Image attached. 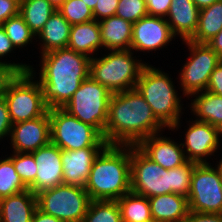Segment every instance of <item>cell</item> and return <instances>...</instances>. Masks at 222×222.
Returning <instances> with one entry per match:
<instances>
[{
    "mask_svg": "<svg viewBox=\"0 0 222 222\" xmlns=\"http://www.w3.org/2000/svg\"><path fill=\"white\" fill-rule=\"evenodd\" d=\"M12 152L32 153L50 142V117L48 111L35 119L12 125L10 132Z\"/></svg>",
    "mask_w": 222,
    "mask_h": 222,
    "instance_id": "cell-15",
    "label": "cell"
},
{
    "mask_svg": "<svg viewBox=\"0 0 222 222\" xmlns=\"http://www.w3.org/2000/svg\"><path fill=\"white\" fill-rule=\"evenodd\" d=\"M9 158L12 160L17 174L23 183L29 187L36 178L37 165L32 153L12 152Z\"/></svg>",
    "mask_w": 222,
    "mask_h": 222,
    "instance_id": "cell-34",
    "label": "cell"
},
{
    "mask_svg": "<svg viewBox=\"0 0 222 222\" xmlns=\"http://www.w3.org/2000/svg\"><path fill=\"white\" fill-rule=\"evenodd\" d=\"M13 50H15V47L13 46L10 38L7 36L2 25H0V59H2V57L4 58L5 55L7 56L10 54L11 51L13 52ZM1 61L2 60H0V62Z\"/></svg>",
    "mask_w": 222,
    "mask_h": 222,
    "instance_id": "cell-43",
    "label": "cell"
},
{
    "mask_svg": "<svg viewBox=\"0 0 222 222\" xmlns=\"http://www.w3.org/2000/svg\"><path fill=\"white\" fill-rule=\"evenodd\" d=\"M50 142L61 150L106 147L103 136L91 125L70 115L63 108L49 109Z\"/></svg>",
    "mask_w": 222,
    "mask_h": 222,
    "instance_id": "cell-7",
    "label": "cell"
},
{
    "mask_svg": "<svg viewBox=\"0 0 222 222\" xmlns=\"http://www.w3.org/2000/svg\"><path fill=\"white\" fill-rule=\"evenodd\" d=\"M9 157L0 159V199L27 190Z\"/></svg>",
    "mask_w": 222,
    "mask_h": 222,
    "instance_id": "cell-30",
    "label": "cell"
},
{
    "mask_svg": "<svg viewBox=\"0 0 222 222\" xmlns=\"http://www.w3.org/2000/svg\"><path fill=\"white\" fill-rule=\"evenodd\" d=\"M197 163L186 161L184 164L170 169L171 191L188 197L191 187V177Z\"/></svg>",
    "mask_w": 222,
    "mask_h": 222,
    "instance_id": "cell-32",
    "label": "cell"
},
{
    "mask_svg": "<svg viewBox=\"0 0 222 222\" xmlns=\"http://www.w3.org/2000/svg\"><path fill=\"white\" fill-rule=\"evenodd\" d=\"M112 94L89 75L62 108L80 121L93 126L104 138Z\"/></svg>",
    "mask_w": 222,
    "mask_h": 222,
    "instance_id": "cell-6",
    "label": "cell"
},
{
    "mask_svg": "<svg viewBox=\"0 0 222 222\" xmlns=\"http://www.w3.org/2000/svg\"><path fill=\"white\" fill-rule=\"evenodd\" d=\"M190 110L196 120L207 122L217 127L222 122V96L207 90L192 94ZM193 101V102H192Z\"/></svg>",
    "mask_w": 222,
    "mask_h": 222,
    "instance_id": "cell-25",
    "label": "cell"
},
{
    "mask_svg": "<svg viewBox=\"0 0 222 222\" xmlns=\"http://www.w3.org/2000/svg\"><path fill=\"white\" fill-rule=\"evenodd\" d=\"M31 65L26 63H9L0 62V98H3L8 91L10 84L17 78L20 73L29 72Z\"/></svg>",
    "mask_w": 222,
    "mask_h": 222,
    "instance_id": "cell-36",
    "label": "cell"
},
{
    "mask_svg": "<svg viewBox=\"0 0 222 222\" xmlns=\"http://www.w3.org/2000/svg\"><path fill=\"white\" fill-rule=\"evenodd\" d=\"M222 29V0L214 2L211 6L199 12L198 26L190 41L207 43Z\"/></svg>",
    "mask_w": 222,
    "mask_h": 222,
    "instance_id": "cell-26",
    "label": "cell"
},
{
    "mask_svg": "<svg viewBox=\"0 0 222 222\" xmlns=\"http://www.w3.org/2000/svg\"><path fill=\"white\" fill-rule=\"evenodd\" d=\"M218 137H222V122L217 126Z\"/></svg>",
    "mask_w": 222,
    "mask_h": 222,
    "instance_id": "cell-49",
    "label": "cell"
},
{
    "mask_svg": "<svg viewBox=\"0 0 222 222\" xmlns=\"http://www.w3.org/2000/svg\"><path fill=\"white\" fill-rule=\"evenodd\" d=\"M37 208L63 222H81L90 198L85 188L61 184L36 195Z\"/></svg>",
    "mask_w": 222,
    "mask_h": 222,
    "instance_id": "cell-9",
    "label": "cell"
},
{
    "mask_svg": "<svg viewBox=\"0 0 222 222\" xmlns=\"http://www.w3.org/2000/svg\"><path fill=\"white\" fill-rule=\"evenodd\" d=\"M189 122L191 124L185 132V142L181 143L182 148H186L185 157L197 164L209 163L207 159L213 156L220 146L217 127L196 119Z\"/></svg>",
    "mask_w": 222,
    "mask_h": 222,
    "instance_id": "cell-13",
    "label": "cell"
},
{
    "mask_svg": "<svg viewBox=\"0 0 222 222\" xmlns=\"http://www.w3.org/2000/svg\"><path fill=\"white\" fill-rule=\"evenodd\" d=\"M67 48L92 58L93 53L95 54V52L103 48L99 22L91 20L72 25Z\"/></svg>",
    "mask_w": 222,
    "mask_h": 222,
    "instance_id": "cell-22",
    "label": "cell"
},
{
    "mask_svg": "<svg viewBox=\"0 0 222 222\" xmlns=\"http://www.w3.org/2000/svg\"><path fill=\"white\" fill-rule=\"evenodd\" d=\"M133 54L131 49L110 50L101 58L92 57L89 75L113 94L134 89L147 63Z\"/></svg>",
    "mask_w": 222,
    "mask_h": 222,
    "instance_id": "cell-5",
    "label": "cell"
},
{
    "mask_svg": "<svg viewBox=\"0 0 222 222\" xmlns=\"http://www.w3.org/2000/svg\"><path fill=\"white\" fill-rule=\"evenodd\" d=\"M131 191L147 198L173 193L170 169L148 158L136 145H130Z\"/></svg>",
    "mask_w": 222,
    "mask_h": 222,
    "instance_id": "cell-12",
    "label": "cell"
},
{
    "mask_svg": "<svg viewBox=\"0 0 222 222\" xmlns=\"http://www.w3.org/2000/svg\"><path fill=\"white\" fill-rule=\"evenodd\" d=\"M183 42L190 51V57L179 73V85L183 95L191 97L192 94L206 90L211 73L222 59L207 43H195L190 40Z\"/></svg>",
    "mask_w": 222,
    "mask_h": 222,
    "instance_id": "cell-11",
    "label": "cell"
},
{
    "mask_svg": "<svg viewBox=\"0 0 222 222\" xmlns=\"http://www.w3.org/2000/svg\"><path fill=\"white\" fill-rule=\"evenodd\" d=\"M153 134L141 140L136 146L152 161L166 170L184 164L187 159L181 143H176L170 137ZM173 140V141H172Z\"/></svg>",
    "mask_w": 222,
    "mask_h": 222,
    "instance_id": "cell-18",
    "label": "cell"
},
{
    "mask_svg": "<svg viewBox=\"0 0 222 222\" xmlns=\"http://www.w3.org/2000/svg\"><path fill=\"white\" fill-rule=\"evenodd\" d=\"M122 222H148L153 220L148 198L132 191L116 200Z\"/></svg>",
    "mask_w": 222,
    "mask_h": 222,
    "instance_id": "cell-27",
    "label": "cell"
},
{
    "mask_svg": "<svg viewBox=\"0 0 222 222\" xmlns=\"http://www.w3.org/2000/svg\"><path fill=\"white\" fill-rule=\"evenodd\" d=\"M105 147L61 150L63 184L85 188L95 158Z\"/></svg>",
    "mask_w": 222,
    "mask_h": 222,
    "instance_id": "cell-17",
    "label": "cell"
},
{
    "mask_svg": "<svg viewBox=\"0 0 222 222\" xmlns=\"http://www.w3.org/2000/svg\"><path fill=\"white\" fill-rule=\"evenodd\" d=\"M206 90L216 95L222 96V61L211 73Z\"/></svg>",
    "mask_w": 222,
    "mask_h": 222,
    "instance_id": "cell-41",
    "label": "cell"
},
{
    "mask_svg": "<svg viewBox=\"0 0 222 222\" xmlns=\"http://www.w3.org/2000/svg\"><path fill=\"white\" fill-rule=\"evenodd\" d=\"M37 165L35 181L28 187L35 195L63 184L61 149L49 142L32 152Z\"/></svg>",
    "mask_w": 222,
    "mask_h": 222,
    "instance_id": "cell-16",
    "label": "cell"
},
{
    "mask_svg": "<svg viewBox=\"0 0 222 222\" xmlns=\"http://www.w3.org/2000/svg\"><path fill=\"white\" fill-rule=\"evenodd\" d=\"M130 145H107L95 158L85 190L90 200H118L131 191Z\"/></svg>",
    "mask_w": 222,
    "mask_h": 222,
    "instance_id": "cell-3",
    "label": "cell"
},
{
    "mask_svg": "<svg viewBox=\"0 0 222 222\" xmlns=\"http://www.w3.org/2000/svg\"><path fill=\"white\" fill-rule=\"evenodd\" d=\"M50 4L58 10L66 0H48Z\"/></svg>",
    "mask_w": 222,
    "mask_h": 222,
    "instance_id": "cell-47",
    "label": "cell"
},
{
    "mask_svg": "<svg viewBox=\"0 0 222 222\" xmlns=\"http://www.w3.org/2000/svg\"><path fill=\"white\" fill-rule=\"evenodd\" d=\"M217 163H219V164H217V165L219 166V168H220L221 171H222V159H220L219 162L217 161Z\"/></svg>",
    "mask_w": 222,
    "mask_h": 222,
    "instance_id": "cell-50",
    "label": "cell"
},
{
    "mask_svg": "<svg viewBox=\"0 0 222 222\" xmlns=\"http://www.w3.org/2000/svg\"><path fill=\"white\" fill-rule=\"evenodd\" d=\"M135 88L150 105L156 118L168 130L179 129L183 104L168 73L147 63Z\"/></svg>",
    "mask_w": 222,
    "mask_h": 222,
    "instance_id": "cell-4",
    "label": "cell"
},
{
    "mask_svg": "<svg viewBox=\"0 0 222 222\" xmlns=\"http://www.w3.org/2000/svg\"><path fill=\"white\" fill-rule=\"evenodd\" d=\"M31 222H63V221L52 215L46 214L41 210H39L38 208H36V210L33 213Z\"/></svg>",
    "mask_w": 222,
    "mask_h": 222,
    "instance_id": "cell-44",
    "label": "cell"
},
{
    "mask_svg": "<svg viewBox=\"0 0 222 222\" xmlns=\"http://www.w3.org/2000/svg\"><path fill=\"white\" fill-rule=\"evenodd\" d=\"M84 1V3L93 11L95 6H96V3H97V0H82Z\"/></svg>",
    "mask_w": 222,
    "mask_h": 222,
    "instance_id": "cell-48",
    "label": "cell"
},
{
    "mask_svg": "<svg viewBox=\"0 0 222 222\" xmlns=\"http://www.w3.org/2000/svg\"><path fill=\"white\" fill-rule=\"evenodd\" d=\"M207 45L222 59V29L207 42Z\"/></svg>",
    "mask_w": 222,
    "mask_h": 222,
    "instance_id": "cell-45",
    "label": "cell"
},
{
    "mask_svg": "<svg viewBox=\"0 0 222 222\" xmlns=\"http://www.w3.org/2000/svg\"><path fill=\"white\" fill-rule=\"evenodd\" d=\"M37 208L36 195L29 189L0 199V222H31Z\"/></svg>",
    "mask_w": 222,
    "mask_h": 222,
    "instance_id": "cell-21",
    "label": "cell"
},
{
    "mask_svg": "<svg viewBox=\"0 0 222 222\" xmlns=\"http://www.w3.org/2000/svg\"><path fill=\"white\" fill-rule=\"evenodd\" d=\"M12 125L6 99L0 98V140L10 136Z\"/></svg>",
    "mask_w": 222,
    "mask_h": 222,
    "instance_id": "cell-39",
    "label": "cell"
},
{
    "mask_svg": "<svg viewBox=\"0 0 222 222\" xmlns=\"http://www.w3.org/2000/svg\"><path fill=\"white\" fill-rule=\"evenodd\" d=\"M173 38L175 36L164 17L146 15L133 24L130 49L149 53L167 46Z\"/></svg>",
    "mask_w": 222,
    "mask_h": 222,
    "instance_id": "cell-14",
    "label": "cell"
},
{
    "mask_svg": "<svg viewBox=\"0 0 222 222\" xmlns=\"http://www.w3.org/2000/svg\"><path fill=\"white\" fill-rule=\"evenodd\" d=\"M172 0H145L148 15L166 18Z\"/></svg>",
    "mask_w": 222,
    "mask_h": 222,
    "instance_id": "cell-38",
    "label": "cell"
},
{
    "mask_svg": "<svg viewBox=\"0 0 222 222\" xmlns=\"http://www.w3.org/2000/svg\"><path fill=\"white\" fill-rule=\"evenodd\" d=\"M39 84L48 109L62 108L89 76L90 58L69 48L41 55Z\"/></svg>",
    "mask_w": 222,
    "mask_h": 222,
    "instance_id": "cell-2",
    "label": "cell"
},
{
    "mask_svg": "<svg viewBox=\"0 0 222 222\" xmlns=\"http://www.w3.org/2000/svg\"><path fill=\"white\" fill-rule=\"evenodd\" d=\"M32 67L17 76L4 96L12 124L35 119L48 111L41 86L34 80L37 72Z\"/></svg>",
    "mask_w": 222,
    "mask_h": 222,
    "instance_id": "cell-8",
    "label": "cell"
},
{
    "mask_svg": "<svg viewBox=\"0 0 222 222\" xmlns=\"http://www.w3.org/2000/svg\"><path fill=\"white\" fill-rule=\"evenodd\" d=\"M199 10L211 6L218 0H192Z\"/></svg>",
    "mask_w": 222,
    "mask_h": 222,
    "instance_id": "cell-46",
    "label": "cell"
},
{
    "mask_svg": "<svg viewBox=\"0 0 222 222\" xmlns=\"http://www.w3.org/2000/svg\"><path fill=\"white\" fill-rule=\"evenodd\" d=\"M81 222H122L116 200H91Z\"/></svg>",
    "mask_w": 222,
    "mask_h": 222,
    "instance_id": "cell-29",
    "label": "cell"
},
{
    "mask_svg": "<svg viewBox=\"0 0 222 222\" xmlns=\"http://www.w3.org/2000/svg\"><path fill=\"white\" fill-rule=\"evenodd\" d=\"M164 128L136 88L112 94L104 129L108 145H137Z\"/></svg>",
    "mask_w": 222,
    "mask_h": 222,
    "instance_id": "cell-1",
    "label": "cell"
},
{
    "mask_svg": "<svg viewBox=\"0 0 222 222\" xmlns=\"http://www.w3.org/2000/svg\"><path fill=\"white\" fill-rule=\"evenodd\" d=\"M20 0H0V25L19 14Z\"/></svg>",
    "mask_w": 222,
    "mask_h": 222,
    "instance_id": "cell-40",
    "label": "cell"
},
{
    "mask_svg": "<svg viewBox=\"0 0 222 222\" xmlns=\"http://www.w3.org/2000/svg\"><path fill=\"white\" fill-rule=\"evenodd\" d=\"M71 26L62 14L55 10L37 35L42 42L40 53L45 54L56 49L67 48Z\"/></svg>",
    "mask_w": 222,
    "mask_h": 222,
    "instance_id": "cell-24",
    "label": "cell"
},
{
    "mask_svg": "<svg viewBox=\"0 0 222 222\" xmlns=\"http://www.w3.org/2000/svg\"><path fill=\"white\" fill-rule=\"evenodd\" d=\"M183 222H222V214H211L190 211Z\"/></svg>",
    "mask_w": 222,
    "mask_h": 222,
    "instance_id": "cell-42",
    "label": "cell"
},
{
    "mask_svg": "<svg viewBox=\"0 0 222 222\" xmlns=\"http://www.w3.org/2000/svg\"><path fill=\"white\" fill-rule=\"evenodd\" d=\"M155 222H183L189 212L187 197L169 193L148 198Z\"/></svg>",
    "mask_w": 222,
    "mask_h": 222,
    "instance_id": "cell-20",
    "label": "cell"
},
{
    "mask_svg": "<svg viewBox=\"0 0 222 222\" xmlns=\"http://www.w3.org/2000/svg\"><path fill=\"white\" fill-rule=\"evenodd\" d=\"M200 10L192 0H172L166 16L174 36H180L182 41L190 40L198 26Z\"/></svg>",
    "mask_w": 222,
    "mask_h": 222,
    "instance_id": "cell-19",
    "label": "cell"
},
{
    "mask_svg": "<svg viewBox=\"0 0 222 222\" xmlns=\"http://www.w3.org/2000/svg\"><path fill=\"white\" fill-rule=\"evenodd\" d=\"M103 42L106 50H129L132 41L133 24L118 16L99 21Z\"/></svg>",
    "mask_w": 222,
    "mask_h": 222,
    "instance_id": "cell-23",
    "label": "cell"
},
{
    "mask_svg": "<svg viewBox=\"0 0 222 222\" xmlns=\"http://www.w3.org/2000/svg\"><path fill=\"white\" fill-rule=\"evenodd\" d=\"M187 199L190 211L222 214V171L218 165L194 166Z\"/></svg>",
    "mask_w": 222,
    "mask_h": 222,
    "instance_id": "cell-10",
    "label": "cell"
},
{
    "mask_svg": "<svg viewBox=\"0 0 222 222\" xmlns=\"http://www.w3.org/2000/svg\"><path fill=\"white\" fill-rule=\"evenodd\" d=\"M148 15L145 0H119L116 16L134 24Z\"/></svg>",
    "mask_w": 222,
    "mask_h": 222,
    "instance_id": "cell-35",
    "label": "cell"
},
{
    "mask_svg": "<svg viewBox=\"0 0 222 222\" xmlns=\"http://www.w3.org/2000/svg\"><path fill=\"white\" fill-rule=\"evenodd\" d=\"M7 36L10 38L13 46L18 49L27 46L32 39H36L35 34L29 29L25 23L24 18L18 14L9 18L2 24Z\"/></svg>",
    "mask_w": 222,
    "mask_h": 222,
    "instance_id": "cell-31",
    "label": "cell"
},
{
    "mask_svg": "<svg viewBox=\"0 0 222 222\" xmlns=\"http://www.w3.org/2000/svg\"><path fill=\"white\" fill-rule=\"evenodd\" d=\"M58 11L71 25L94 20L92 10L82 0H66Z\"/></svg>",
    "mask_w": 222,
    "mask_h": 222,
    "instance_id": "cell-33",
    "label": "cell"
},
{
    "mask_svg": "<svg viewBox=\"0 0 222 222\" xmlns=\"http://www.w3.org/2000/svg\"><path fill=\"white\" fill-rule=\"evenodd\" d=\"M55 10L48 0H20L19 14L36 38Z\"/></svg>",
    "mask_w": 222,
    "mask_h": 222,
    "instance_id": "cell-28",
    "label": "cell"
},
{
    "mask_svg": "<svg viewBox=\"0 0 222 222\" xmlns=\"http://www.w3.org/2000/svg\"><path fill=\"white\" fill-rule=\"evenodd\" d=\"M119 0H97L96 6L92 11L94 20L101 21L116 15Z\"/></svg>",
    "mask_w": 222,
    "mask_h": 222,
    "instance_id": "cell-37",
    "label": "cell"
}]
</instances>
